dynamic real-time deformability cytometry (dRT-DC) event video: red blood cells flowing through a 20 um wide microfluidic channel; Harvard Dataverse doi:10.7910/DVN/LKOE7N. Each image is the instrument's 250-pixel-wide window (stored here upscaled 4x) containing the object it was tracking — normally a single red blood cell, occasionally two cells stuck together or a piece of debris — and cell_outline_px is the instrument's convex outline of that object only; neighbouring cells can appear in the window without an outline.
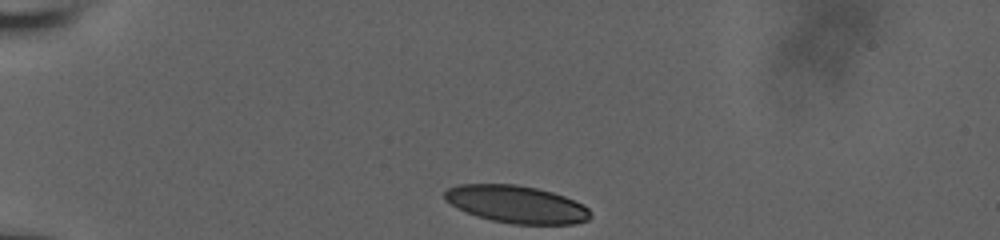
{"species": "human", "species_latin": "Homo sapiens", "temperature_condition": "room temperature", "stored_images_in_passage": 35, "camera_frame_rate_fps": 3000, "um_per_image_px": 0.085, "donor": {"sex": "male"}, "frame": {"image": 1, "passage_image": 1, "time_ms": 0.0, "image_size_px": [1000, 240], "cell_outline_px": [[592, 216], [588, 220], [576, 224], [512, 224], [492, 220], [476, 216], [444, 200], [444, 192], [448, 188], [460, 184], [516, 184], [536, 188], [552, 192], [564, 196], [584, 204], [592, 212]], "centroid_in_image_um": [43.95, 17.36], "position_along_channel_um": 41.1, "area_um2": 31.85}}
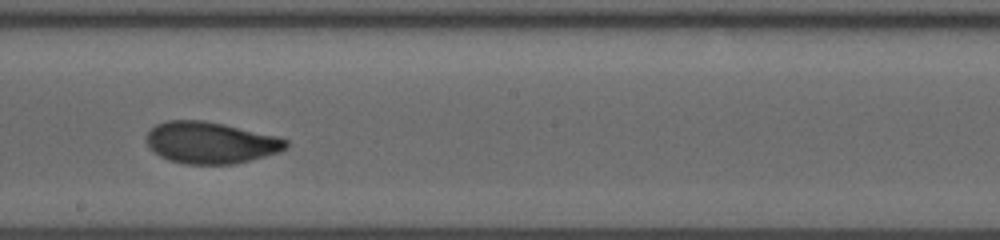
{"frame": {"image": 2, "passage_image": 20, "time_ms": 6.333, "image_size_px": [1000, 240], "cell_outline_px": [[288, 148], [280, 152], [236, 164], [184, 164], [168, 160], [160, 156], [148, 144], [148, 132], [156, 124], [168, 120], [204, 120], [224, 124], [276, 136], [288, 140]], "centroid_in_image_um": [17.94, 12.13], "position_along_channel_um": 230.3, "area_um2": 33.76}}
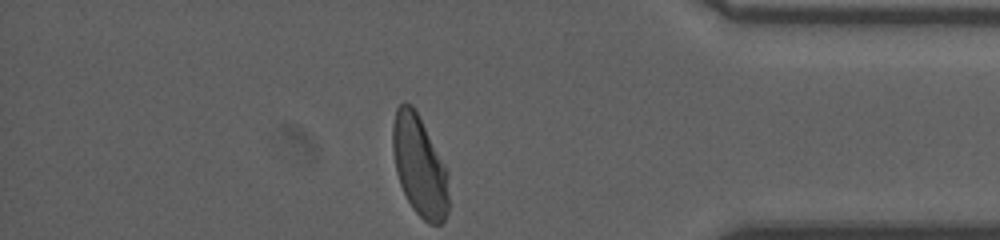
{"frame": {"image": 3, "passage_image": 35, "time_ms": 11.333, "image_size_px": [1000, 240], "cell_outline_px": [[448, 212], [444, 220], [440, 224], [428, 224], [412, 208], [400, 184], [396, 172], [392, 148], [392, 124], [396, 108], [404, 100], [412, 104], [444, 164], [448, 172]], "centroid_in_image_um": [35.64, 14.11], "position_along_channel_um": 399.6, "area_um2": 32.71}, "authors_computed_cell_mechanics": {"area_um2": 33.6396, "velocity_mm_per_s": 3.8488, "shape_relaxation_time_tau1_ms": 5.3377, "shape_relaxation_time_tau2_ms": 1.1202, "deformation_change_tau1": 0.1695, "deformation_change_tau2": 0.0556}}